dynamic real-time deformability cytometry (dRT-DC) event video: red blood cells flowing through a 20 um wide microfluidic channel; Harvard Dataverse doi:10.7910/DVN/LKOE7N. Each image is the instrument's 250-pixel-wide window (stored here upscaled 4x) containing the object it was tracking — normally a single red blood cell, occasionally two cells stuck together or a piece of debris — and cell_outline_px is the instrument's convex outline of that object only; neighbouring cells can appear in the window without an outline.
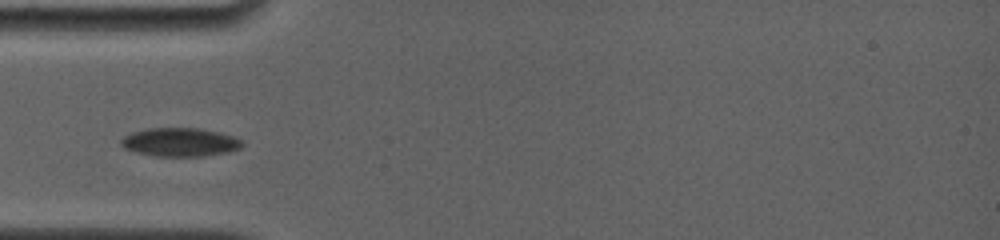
{"species": "common noctule bat (a hibernating species)", "species_latin": "Nyctalus noctula", "temperature_condition": "room temperature", "stored_images_in_passage": 36, "camera_frame_rate_fps": 4000, "um_per_image_px": 0.085, "animal": {"sex": "female", "body_mass_g": 19.0, "forearm_length_mm": 56.7}, "frame": {"image": 1, "passage_image": 1, "time_ms": 0.0, "image_size_px": [1000, 240], "cell_outline_px": [[244, 144], [240, 148], [228, 152], [204, 156], [156, 156], [136, 152], [124, 148], [120, 144], [120, 140], [124, 136], [132, 132], [148, 128], [200, 128], [220, 132], [232, 136], [240, 140]], "centroid_in_image_um": [15.29, 12.08], "position_along_channel_um": 69.7, "area_um2": 20.17}}
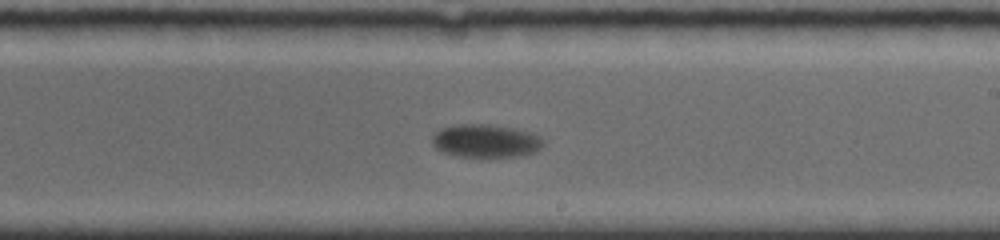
{"frame": {"image": 2, "passage_image": 16, "time_ms": 5.0, "image_size_px": [1000, 240], "cell_outline_px": [[544, 144], [536, 152], [520, 156], [456, 156], [444, 152], [436, 148], [432, 144], [432, 132], [440, 128], [460, 124], [492, 124], [532, 132], [540, 136], [544, 140]], "centroid_in_image_um": [41.28, 11.96], "position_along_channel_um": 247.7, "area_um2": 21.62}}
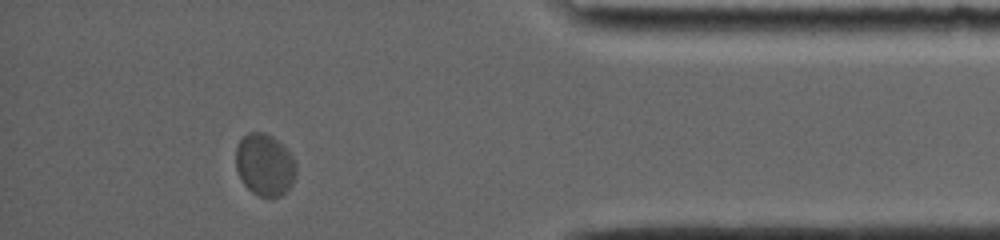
{"frame": {"image": 3, "passage_image": 31, "time_ms": 10.25, "image_size_px": [1000, 240], "cell_outline_px": [[296, 172], [292, 184], [280, 196], [260, 196], [252, 192], [244, 184], [236, 168], [236, 148], [240, 140], [248, 132], [264, 132], [272, 136], [284, 144], [292, 156], [296, 164]], "centroid_in_image_um": [22.51, 13.98], "position_along_channel_um": 412.7, "area_um2": 21.73}}